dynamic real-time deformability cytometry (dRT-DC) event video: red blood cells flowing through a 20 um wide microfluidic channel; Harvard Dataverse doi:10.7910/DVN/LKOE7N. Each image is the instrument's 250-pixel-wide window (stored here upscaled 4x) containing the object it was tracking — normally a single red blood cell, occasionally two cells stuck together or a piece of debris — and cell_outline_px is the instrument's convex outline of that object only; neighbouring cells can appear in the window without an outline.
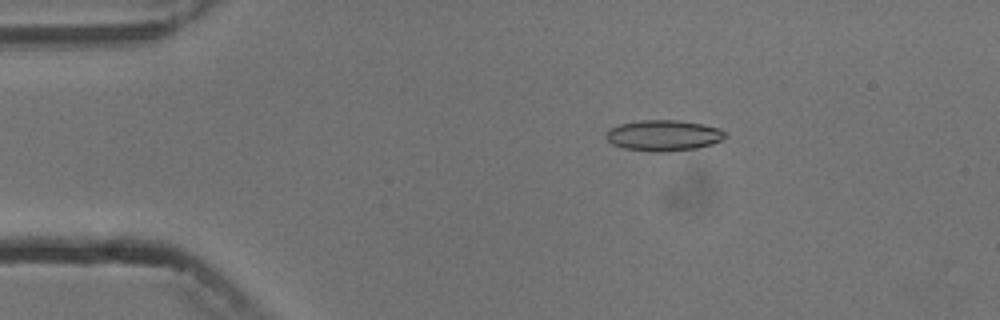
{"species": "common noctule bat (a hibernating species)", "species_latin": "Nyctalus noctula", "temperature_condition": "cold", "stored_images_in_passage": 5, "camera_frame_rate_fps": 3000, "um_per_image_px": 0.085, "animal": {"sex": "male", "body_mass_g": 13.3}, "frame": {"image": 1, "passage_image": 2, "time_ms": 1.0, "image_size_px": [1000, 320], "cell_outline_px": [[728, 136], [712, 144], [696, 148], [660, 152], [652, 152], [624, 148], [612, 144], [604, 136], [612, 128], [620, 124], [640, 120], [680, 120], [704, 124], [720, 128], [728, 132]], "centroid_in_image_um": [56.45, 11.51], "position_along_channel_um": 28.6, "area_um2": 21.5}}
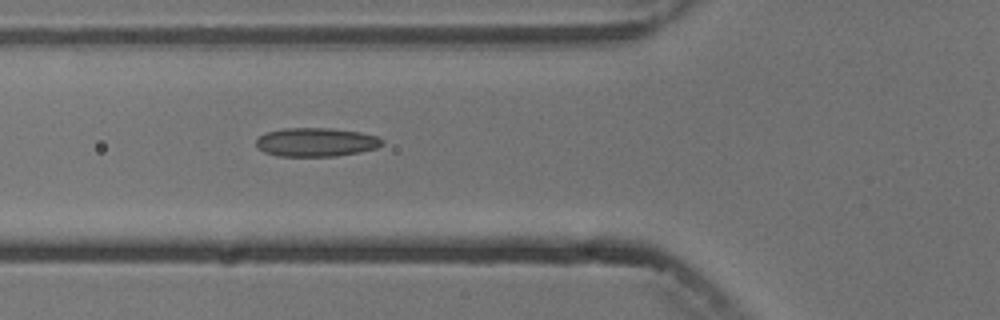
{"frame": {"image": 2, "passage_image": 5, "time_ms": 4.333, "image_size_px": [1000, 320], "cell_outline_px": [[384, 144], [376, 148], [360, 152], [336, 156], [276, 156], [264, 152], [256, 148], [256, 140], [264, 132], [284, 128], [332, 128], [360, 132], [376, 136], [384, 140]], "centroid_in_image_um": [26.85, 12.08], "position_along_channel_um": 99.0, "area_um2": 21.33}}